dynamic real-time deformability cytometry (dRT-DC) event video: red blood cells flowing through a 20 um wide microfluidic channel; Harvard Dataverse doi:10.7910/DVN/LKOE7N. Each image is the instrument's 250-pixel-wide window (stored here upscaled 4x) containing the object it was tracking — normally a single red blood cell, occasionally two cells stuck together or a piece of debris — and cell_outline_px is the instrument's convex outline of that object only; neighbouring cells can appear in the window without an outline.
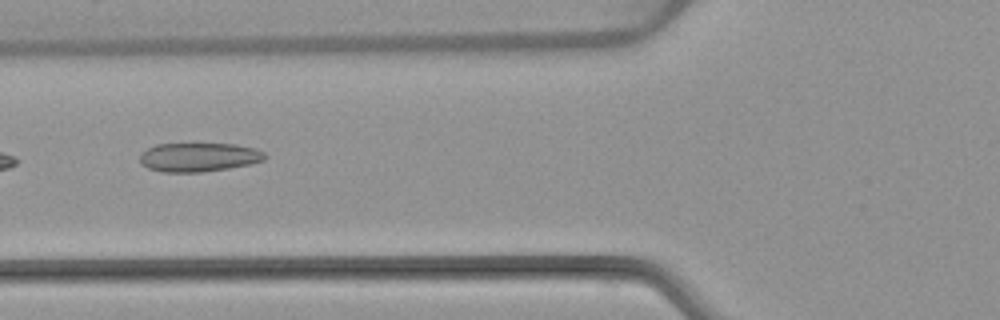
{"species": "common noctule bat (a hibernating species)", "species_latin": "Nyctalus noctula", "temperature_condition": "warm", "stored_images_in_passage": 6, "camera_frame_rate_fps": 3000, "um_per_image_px": 0.085, "animal": {"sex": "female", "body_mass_g": 22.7, "forearm_length_mm": 54.2}, "frame": {"image": 1, "passage_image": 5, "time_ms": 5.667, "image_size_px": [1000, 320], "cell_outline_px": [[268, 156], [264, 160], [248, 164], [228, 168], [200, 172], [164, 172], [148, 168], [140, 164], [140, 152], [156, 144], [236, 144], [256, 148], [264, 152]], "centroid_in_image_um": [16.88, 13.35], "position_along_channel_um": 108.9, "area_um2": 21.1}}
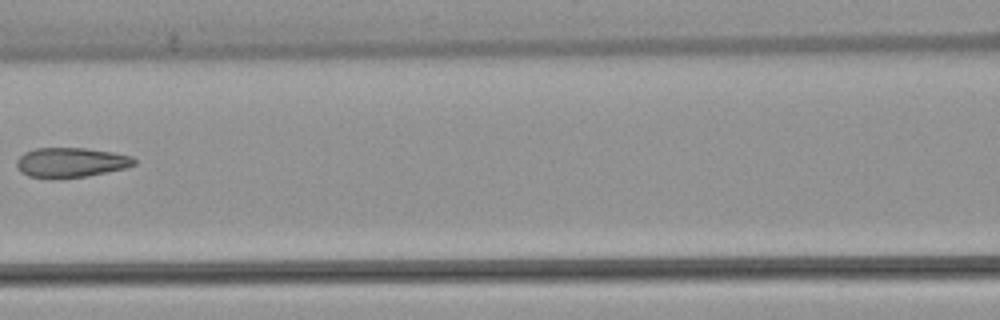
{"frame": {"image": 2, "passage_image": 6, "time_ms": 7.0, "image_size_px": [1000, 320], "cell_outline_px": [[136, 164], [128, 168], [88, 176], [28, 176], [20, 172], [16, 164], [16, 160], [24, 152], [36, 148], [84, 148], [112, 152], [132, 156], [136, 160]], "centroid_in_image_um": [6.07, 13.78], "position_along_channel_um": 160.5, "area_um2": 20.0}}